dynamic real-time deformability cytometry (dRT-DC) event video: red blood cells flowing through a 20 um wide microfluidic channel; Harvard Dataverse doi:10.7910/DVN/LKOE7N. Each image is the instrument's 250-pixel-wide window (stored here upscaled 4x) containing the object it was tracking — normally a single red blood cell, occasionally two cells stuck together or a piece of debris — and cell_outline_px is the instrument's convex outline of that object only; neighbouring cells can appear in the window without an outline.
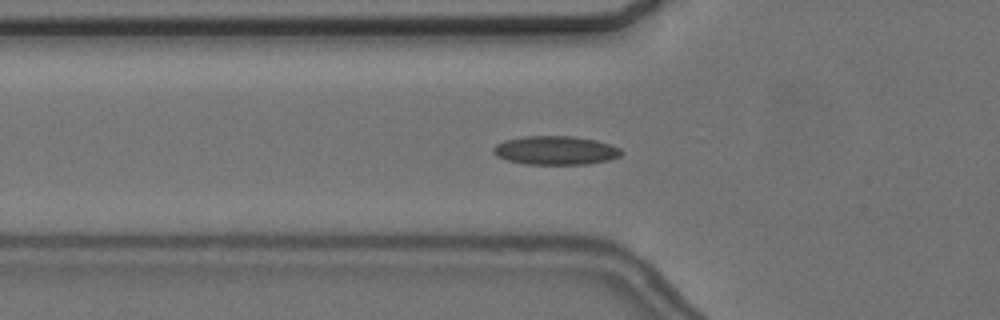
{"species": "common noctule bat (a hibernating species)", "species_latin": "Nyctalus noctula", "temperature_condition": "cold", "stored_images_in_passage": 52, "camera_frame_rate_fps": 3000, "um_per_image_px": 0.085, "animal": {"sex": "female", "body_mass_g": 24.6, "forearm_length_mm": 56.2}, "frame": {"image": 1, "passage_image": 15, "time_ms": 4.667, "image_size_px": [1000, 320], "cell_outline_px": [[624, 152], [620, 156], [608, 160], [588, 164], [528, 164], [508, 160], [496, 156], [492, 152], [492, 148], [496, 144], [504, 140], [524, 136], [572, 136], [596, 140], [620, 148]], "centroid_in_image_um": [47.21, 12.78], "position_along_channel_um": 78.6, "area_um2": 21.44}}
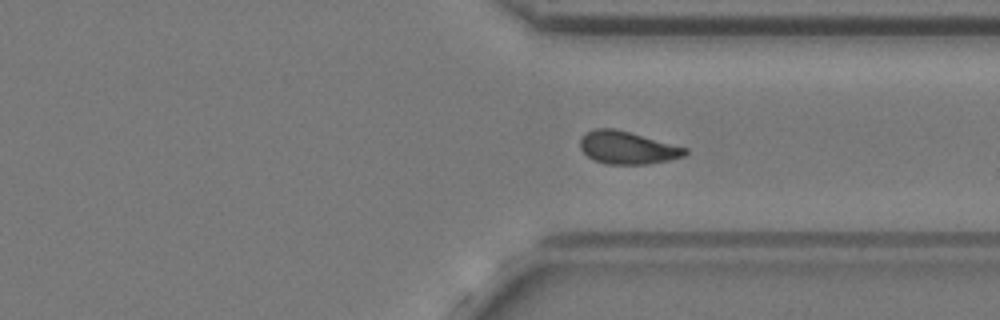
{"frame": {"image": 2, "passage_image": 38, "time_ms": 12.333, "image_size_px": [1000, 320], "cell_outline_px": [[688, 152], [684, 156], [668, 160], [644, 164], [604, 164], [592, 160], [580, 148], [580, 136], [584, 132], [592, 128], [616, 128], [688, 148]], "centroid_in_image_um": [53.28, 12.54], "position_along_channel_um": 358.1, "area_um2": 20.23}}
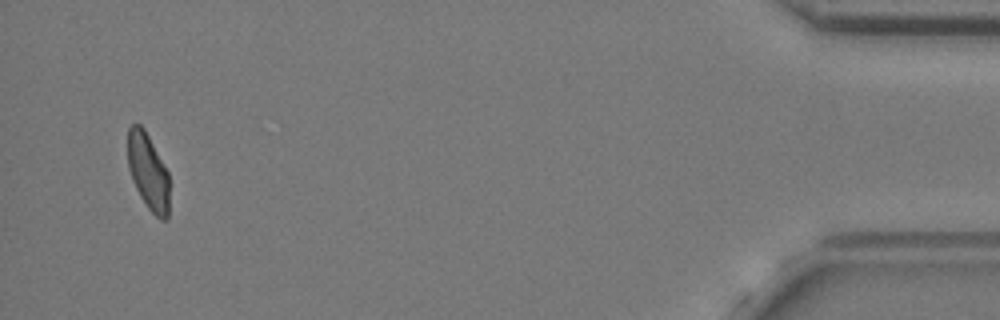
{"frame": {"image": 3, "passage_image": 50, "time_ms": 16.333, "image_size_px": [1000, 320], "cell_outline_px": [[168, 220], [160, 220], [148, 208], [140, 196], [132, 180], [128, 168], [128, 128], [132, 124], [140, 124], [144, 128], [168, 172]], "centroid_in_image_um": [12.58, 14.59], "position_along_channel_um": 422.6, "area_um2": 18.38}, "authors_computed_cell_mechanics": {"area_um2": 19.7965, "velocity_mm_per_s": 3.6401, "shape_relaxation_time_tau1_ms": null, "shape_relaxation_time_tau2_ms": 3.0481, "deformation_change_tau1": null, "deformation_change_tau2": 0.0895}}